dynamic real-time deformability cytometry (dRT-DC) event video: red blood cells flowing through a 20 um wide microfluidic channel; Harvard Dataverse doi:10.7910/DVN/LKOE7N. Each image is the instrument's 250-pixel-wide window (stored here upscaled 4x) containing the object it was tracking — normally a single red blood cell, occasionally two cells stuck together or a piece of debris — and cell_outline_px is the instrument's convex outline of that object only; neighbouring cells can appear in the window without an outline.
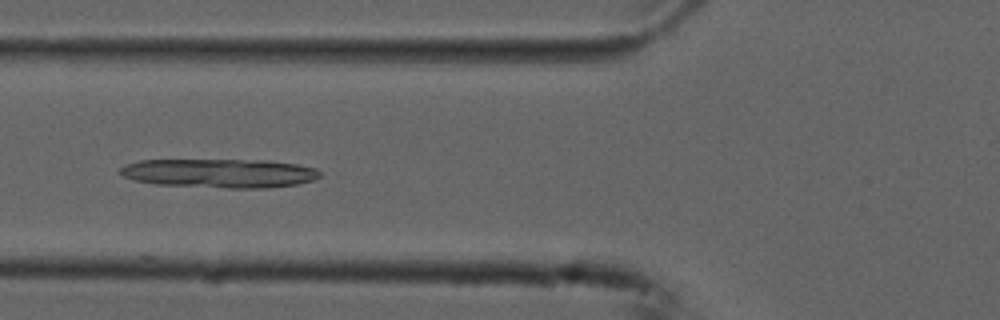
{"species": "common noctule bat (a hibernating species)", "species_latin": "Nyctalus noctula", "temperature_condition": "cold", "stored_images_in_passage": 54, "camera_frame_rate_fps": 3000, "um_per_image_px": 0.085, "animal": {"sex": "male", "forearm_length_mm": 52.5}, "frame": {"image": 1, "passage_image": 19, "time_ms": 6.0, "image_size_px": [1000, 320], "cell_outline_px": [[320, 176], [312, 180], [296, 184], [264, 188], [228, 188], [156, 184], [132, 180], [124, 176], [120, 172], [120, 168], [128, 164], [140, 160], [268, 160], [296, 164], [316, 168], [320, 172]], "centroid_in_image_um": [18.67, 14.72], "position_along_channel_um": 107.1, "area_um2": 33.58}}
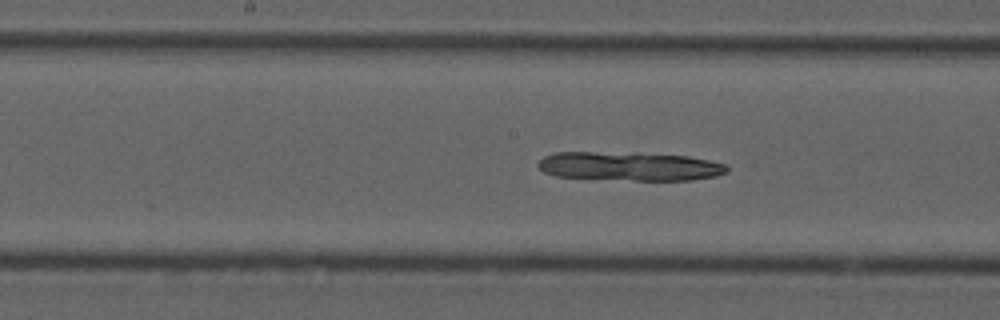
{"frame": {"image": 2, "passage_image": 26, "time_ms": 8.333, "image_size_px": [1000, 320], "cell_outline_px": [[728, 172], [716, 176], [692, 180], [636, 180], [556, 176], [544, 172], [536, 164], [544, 156], [556, 152], [636, 152], [688, 156], [728, 164]], "centroid_in_image_um": [53.55, 14.12], "position_along_channel_um": 194.7, "area_um2": 31.91}}
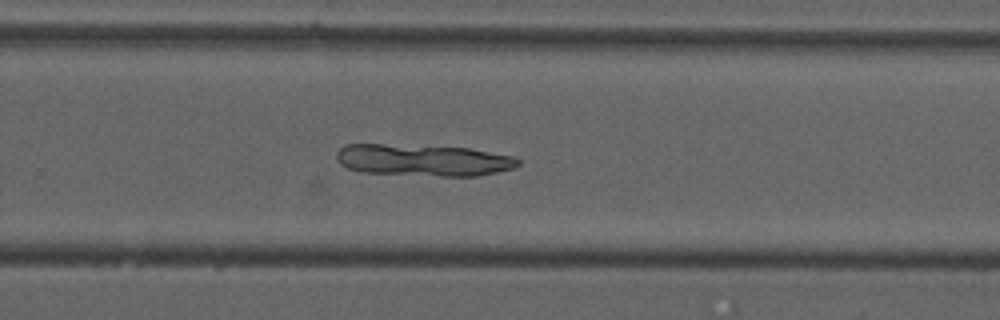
{"frame": {"image": 3, "passage_image": 34, "time_ms": 11.0, "image_size_px": [1000, 320], "cell_outline_px": [[520, 164], [512, 168], [496, 172], [476, 176], [440, 176], [360, 172], [348, 168], [340, 164], [336, 160], [336, 152], [344, 144], [384, 144], [468, 148], [512, 156], [520, 160]], "centroid_in_image_um": [35.92, 13.61], "position_along_channel_um": 293.9, "area_um2": 33.52}}